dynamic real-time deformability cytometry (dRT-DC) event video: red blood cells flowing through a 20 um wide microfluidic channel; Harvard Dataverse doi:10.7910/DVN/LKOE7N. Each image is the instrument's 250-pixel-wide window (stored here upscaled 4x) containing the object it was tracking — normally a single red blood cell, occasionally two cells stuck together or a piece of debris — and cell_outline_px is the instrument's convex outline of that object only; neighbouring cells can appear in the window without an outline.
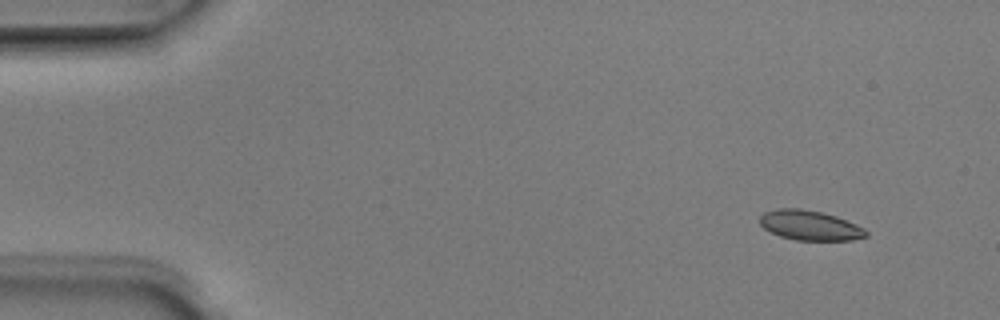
{"species": "Egyptian fruit bat (a non-hibernating species)", "species_latin": "Rousettus aegyptiacus", "temperature_condition": "room temperature", "stored_images_in_passage": 6, "segment_of_instrument_passage": [1, 2], "camera_frame_rate_fps": 3000, "um_per_image_px": 0.085, "animal": {"sex": "male"}, "frame": {"image": 1, "passage_image": 2, "time_ms": 0.333, "image_size_px": [1000, 320], "cell_outline_px": [[868, 236], [852, 240], [796, 240], [780, 236], [764, 228], [760, 224], [760, 216], [764, 212], [776, 208], [800, 208], [820, 212], [836, 216], [856, 224], [864, 228], [868, 232]], "centroid_in_image_um": [68.84, 19.15], "position_along_channel_um": 16.2, "area_um2": 18.44}}